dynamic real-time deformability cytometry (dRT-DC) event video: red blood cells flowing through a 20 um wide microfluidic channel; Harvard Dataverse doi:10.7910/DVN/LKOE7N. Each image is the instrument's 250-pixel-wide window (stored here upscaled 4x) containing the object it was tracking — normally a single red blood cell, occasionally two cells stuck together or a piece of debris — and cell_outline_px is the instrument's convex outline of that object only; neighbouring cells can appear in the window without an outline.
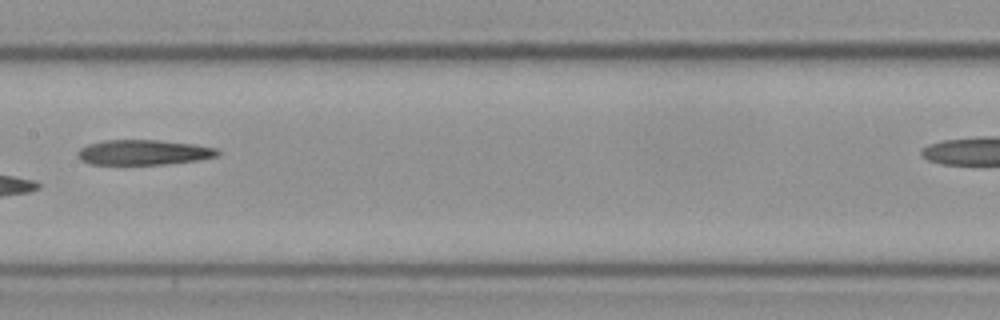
{"species": "Egyptian fruit bat (a non-hibernating species)", "species_latin": "Rousettus aegyptiacus", "temperature_condition": "cold", "stored_images_in_passage": 15, "camera_frame_rate_fps": 3000, "um_per_image_px": 0.085, "frame": {"image": 1, "passage_image": 7, "time_ms": 2.0, "image_size_px": [1000, 320], "cell_outline_px": [[220, 152], [216, 156], [196, 160], [164, 164], [88, 164], [80, 160], [76, 156], [76, 152], [80, 148], [88, 144], [104, 140], [160, 140], [196, 144], [216, 148]], "centroid_in_image_um": [12.15, 12.94], "position_along_channel_um": 195.3, "area_um2": 20.52}}
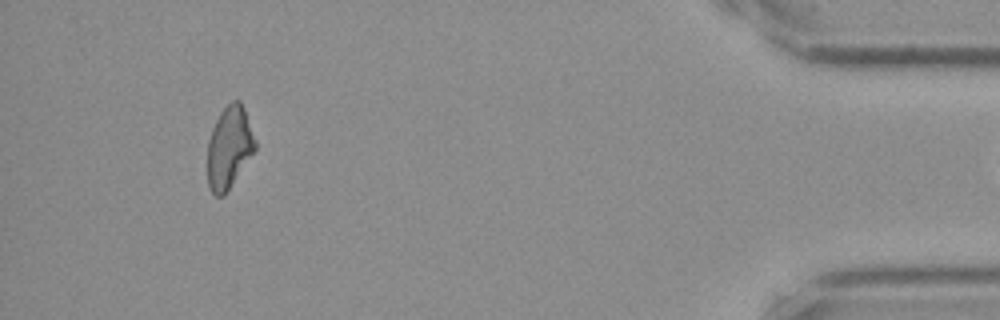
{"frame": {"image": 2, "passage_image": 15, "time_ms": 4.667, "image_size_px": [1000, 320], "cell_outline_px": [[256, 148], [224, 196], [216, 196], [212, 192], [208, 184], [208, 140], [212, 128], [220, 112], [232, 100], [240, 100], [244, 108], [256, 140]], "centroid_in_image_um": [19.48, 12.51], "position_along_channel_um": 415.7, "area_um2": 22.6}}